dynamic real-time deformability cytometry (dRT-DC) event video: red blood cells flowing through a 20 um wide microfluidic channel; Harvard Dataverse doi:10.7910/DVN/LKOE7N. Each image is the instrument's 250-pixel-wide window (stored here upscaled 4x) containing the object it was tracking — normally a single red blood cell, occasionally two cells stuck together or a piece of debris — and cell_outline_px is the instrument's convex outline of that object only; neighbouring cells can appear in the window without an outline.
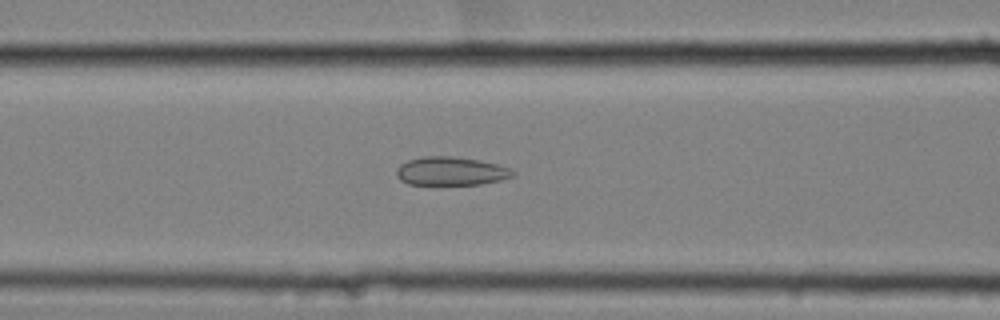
{"species": "common noctule bat (a hibernating species)", "species_latin": "Nyctalus noctula", "temperature_condition": "cold", "stored_images_in_passage": 59, "camera_frame_rate_fps": 3000, "um_per_image_px": 0.085, "animal": {"sex": "female", "body_mass_g": 25.1}, "frame": {"image": 1, "passage_image": 26, "time_ms": 8.333, "image_size_px": [1000, 320], "cell_outline_px": [[516, 176], [500, 180], [480, 184], [408, 184], [400, 180], [396, 176], [396, 168], [400, 164], [408, 160], [424, 156], [452, 156], [500, 164], [512, 168], [516, 172]], "centroid_in_image_um": [38.36, 14.54], "position_along_channel_um": 128.2, "area_um2": 19.48}}
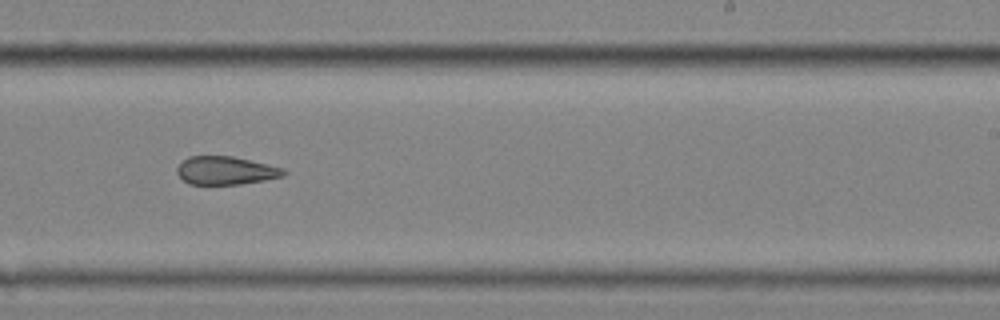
{"frame": {"image": 2, "passage_image": 38, "time_ms": 12.333, "image_size_px": [1000, 320], "cell_outline_px": [[288, 172], [284, 176], [264, 180], [240, 184], [188, 184], [176, 172], [176, 168], [188, 156], [232, 156], [284, 168]], "centroid_in_image_um": [19.2, 14.49], "position_along_channel_um": 269.8, "area_um2": 17.46}}
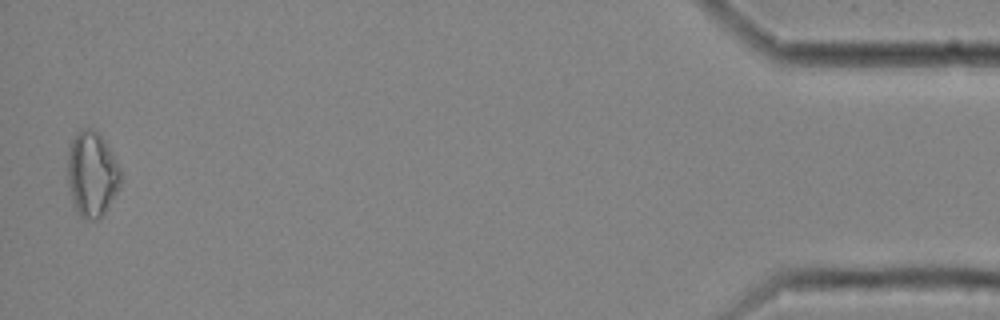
{"frame": {"image": 3, "passage_image": 58, "time_ms": 19.0, "image_size_px": [1000, 320], "cell_outline_px": [[120, 184], [116, 192], [100, 220], [84, 220], [76, 212], [72, 200], [68, 184], [68, 152], [72, 140], [76, 132], [80, 128], [92, 128], [100, 132], [116, 160], [120, 168]], "centroid_in_image_um": [7.8, 14.79], "position_along_channel_um": 427.4, "area_um2": 26.53}, "authors_computed_cell_mechanics": {"area_um2": 21.6172, "velocity_mm_per_s": 3.5415, "shape_relaxation_time_tau1_ms": null, "shape_relaxation_time_tau2_ms": 2.2274, "deformation_change_tau1": null, "deformation_change_tau2": 0.096}}